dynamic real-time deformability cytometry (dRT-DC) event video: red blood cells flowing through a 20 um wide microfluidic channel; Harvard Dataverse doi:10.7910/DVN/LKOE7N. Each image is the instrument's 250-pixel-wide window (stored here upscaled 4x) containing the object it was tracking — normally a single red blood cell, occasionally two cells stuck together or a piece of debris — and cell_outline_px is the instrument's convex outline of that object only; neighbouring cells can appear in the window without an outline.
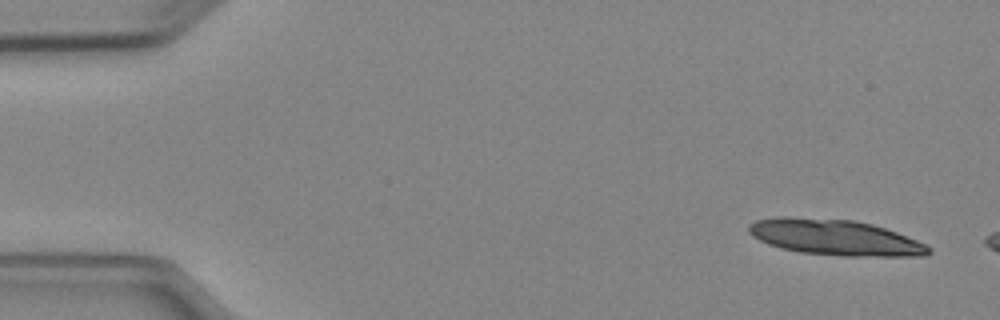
{"species": "Egyptian fruit bat (a non-hibernating species)", "species_latin": "Rousettus aegyptiacus", "temperature_condition": "cold", "stored_images_in_passage": 4, "camera_frame_rate_fps": 3000, "um_per_image_px": 0.085, "animal": {"sex": "female"}, "frame": {"image": 1, "passage_image": 1, "time_ms": 0.0, "image_size_px": [1000, 320], "cell_outline_px": [[932, 252], [924, 256], [844, 256], [800, 252], [780, 248], [768, 244], [752, 236], [748, 232], [748, 224], [756, 220], [776, 216], [784, 216], [852, 220], [872, 224], [896, 232], [928, 244], [932, 248]], "centroid_in_image_um": [70.97, 20.18], "position_along_channel_um": 14.0, "area_um2": 37.69}}